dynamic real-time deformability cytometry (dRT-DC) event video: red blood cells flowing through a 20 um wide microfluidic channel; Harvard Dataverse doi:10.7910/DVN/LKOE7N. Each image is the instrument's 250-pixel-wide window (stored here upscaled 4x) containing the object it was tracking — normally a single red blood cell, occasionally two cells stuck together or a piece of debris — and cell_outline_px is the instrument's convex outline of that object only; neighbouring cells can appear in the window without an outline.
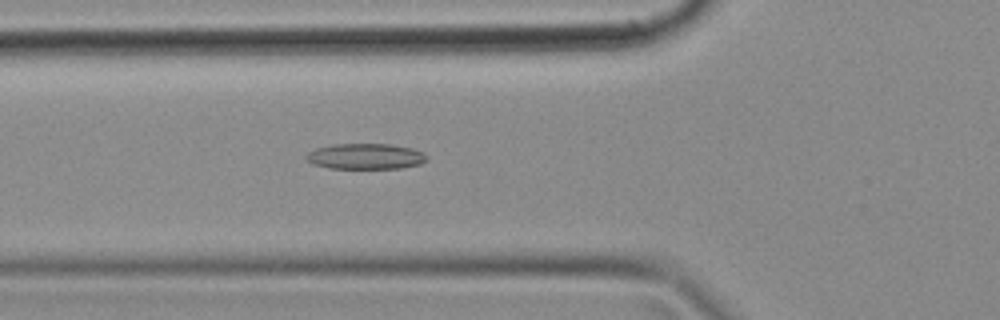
{"species": "common noctule bat (a hibernating species)", "species_latin": "Nyctalus noctula", "temperature_condition": "cold", "stored_images_in_passage": 42, "camera_frame_rate_fps": 3000, "um_per_image_px": 0.085, "animal": {"sex": "female", "body_mass_g": 18.4}, "frame": {"image": 1, "passage_image": 11, "time_ms": 3.333, "image_size_px": [1000, 320], "cell_outline_px": [[428, 160], [420, 164], [400, 168], [328, 168], [312, 164], [304, 156], [308, 152], [316, 148], [332, 144], [392, 144], [412, 148], [424, 152], [428, 156]], "centroid_in_image_um": [31.09, 13.28], "position_along_channel_um": 94.7, "area_um2": 18.21}}
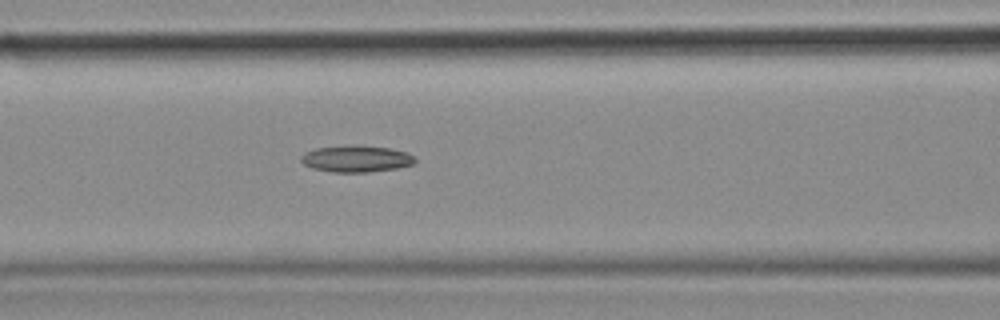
{"frame": {"image": 2, "passage_image": 14, "time_ms": 4.333, "image_size_px": [1000, 320], "cell_outline_px": [[416, 160], [412, 164], [396, 168], [368, 172], [332, 172], [312, 168], [304, 164], [300, 160], [300, 156], [304, 152], [316, 148], [388, 148], [408, 152]], "centroid_in_image_um": [30.25, 13.55], "position_along_channel_um": 136.3, "area_um2": 16.7}}
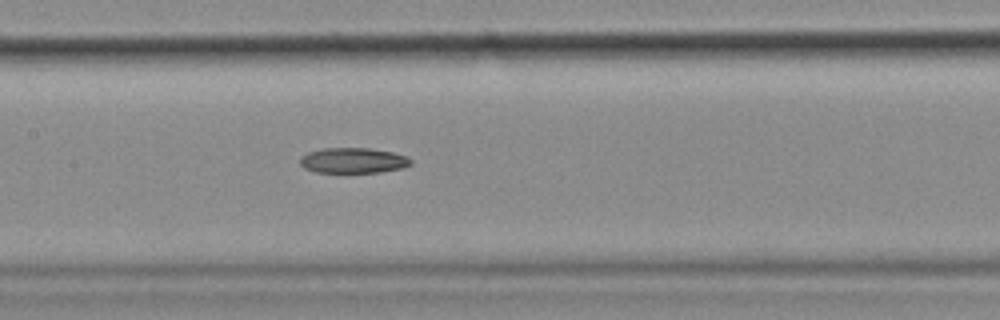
{"frame": {"image": 3, "passage_image": 17, "time_ms": 5.333, "image_size_px": [1000, 320], "cell_outline_px": [[412, 164], [404, 168], [380, 172], [316, 172], [304, 168], [300, 164], [300, 156], [308, 152], [324, 148], [368, 148], [392, 152], [408, 156], [412, 160]], "centroid_in_image_um": [30.04, 13.64], "position_along_channel_um": 177.4, "area_um2": 16.47}}